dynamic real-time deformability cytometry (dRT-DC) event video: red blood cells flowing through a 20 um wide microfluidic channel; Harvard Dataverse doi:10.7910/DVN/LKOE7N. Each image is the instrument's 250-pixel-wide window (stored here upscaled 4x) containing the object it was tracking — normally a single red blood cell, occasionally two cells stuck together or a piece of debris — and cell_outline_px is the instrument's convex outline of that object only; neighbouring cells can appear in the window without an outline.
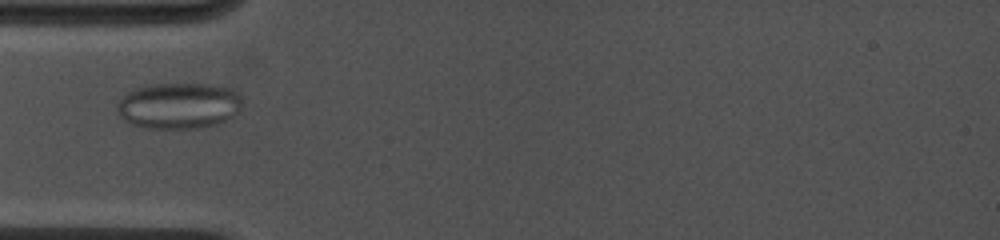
{"species": "common noctule bat (a hibernating species)", "species_latin": "Nyctalus noctula", "temperature_condition": "cold", "stored_images_in_passage": 7, "camera_frame_rate_fps": 4500, "um_per_image_px": 0.085, "animal": {"sex": "female", "body_mass_g": 19.0, "forearm_length_mm": 53.3}, "frame": {"image": 1, "passage_image": 3, "time_ms": 2.222, "image_size_px": [1000, 240], "cell_outline_px": [[240, 112], [216, 124], [200, 128], [148, 128], [132, 124], [124, 120], [116, 112], [116, 104], [128, 92], [136, 88], [148, 84], [212, 84], [228, 88], [236, 92], [240, 96]], "centroid_in_image_um": [15.17, 8.98], "position_along_channel_um": 69.8, "area_um2": 33.58}}
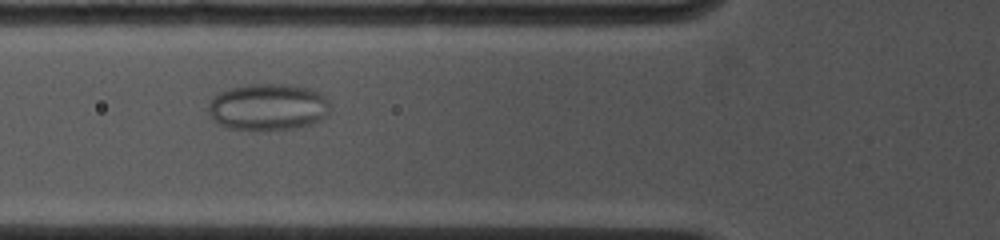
{"frame": {"image": 2, "passage_image": 4, "time_ms": 3.111, "image_size_px": [1000, 240], "cell_outline_px": [[328, 112], [320, 120], [312, 124], [300, 128], [264, 132], [252, 132], [228, 128], [212, 120], [208, 112], [208, 104], [220, 92], [232, 88], [252, 84], [284, 84], [308, 88], [320, 92], [328, 100]], "centroid_in_image_um": [22.77, 9.15], "position_along_channel_um": 103.0, "area_um2": 33.76}}